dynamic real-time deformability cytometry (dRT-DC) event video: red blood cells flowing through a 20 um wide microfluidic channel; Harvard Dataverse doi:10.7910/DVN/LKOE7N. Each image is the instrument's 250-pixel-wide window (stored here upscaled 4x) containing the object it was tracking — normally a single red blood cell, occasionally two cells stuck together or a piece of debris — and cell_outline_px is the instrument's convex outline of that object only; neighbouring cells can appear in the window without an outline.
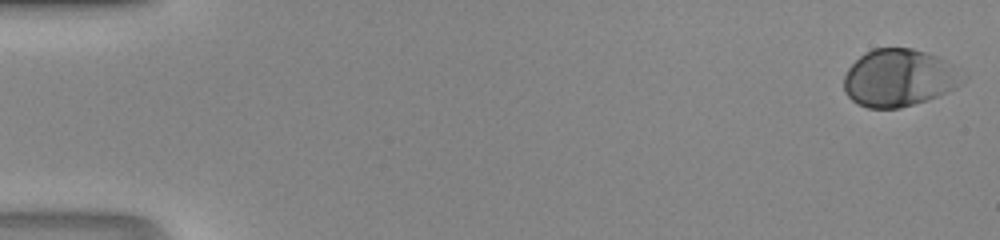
{"species": "human", "species_latin": "Homo sapiens", "temperature_condition": "room temperature", "stored_images_in_passage": 48, "camera_frame_rate_fps": 3000, "um_per_image_px": 0.085, "donor": {"sex": "male"}, "frame": {"image": 1, "passage_image": 1, "time_ms": 0.0, "image_size_px": [1000, 240], "cell_outline_px": [[968, 76], [956, 88], [928, 100], [900, 108], [868, 108], [856, 104], [844, 92], [844, 76], [848, 68], [864, 52], [872, 48], [912, 48], [940, 56], [960, 68]], "centroid_in_image_um": [76.46, 6.61], "position_along_channel_um": 8.5, "area_um2": 40.4}}
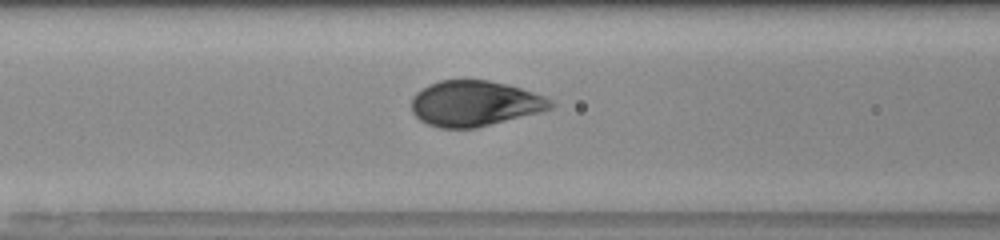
{"frame": {"image": 2, "passage_image": 21, "time_ms": 6.667, "image_size_px": [1000, 240], "cell_outline_px": [[556, 104], [552, 108], [540, 112], [476, 128], [440, 128], [428, 124], [420, 120], [412, 112], [412, 96], [416, 92], [428, 84], [440, 80], [488, 80], [520, 88], [544, 96], [552, 100]], "centroid_in_image_um": [40.34, 8.8], "position_along_channel_um": 126.3, "area_um2": 36.88}}
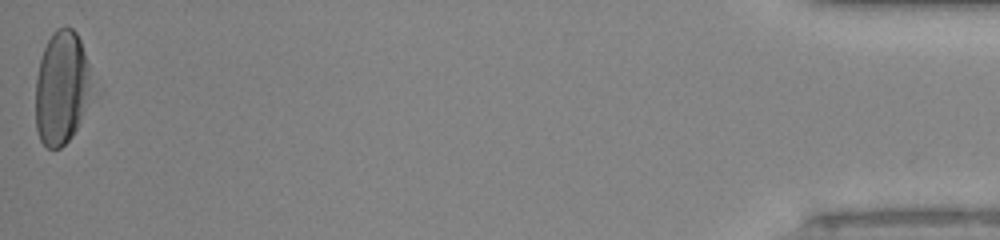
{"frame": {"image": 3, "passage_image": 48, "time_ms": 15.667, "image_size_px": [1000, 240], "cell_outline_px": [[88, 84], [80, 116], [76, 128], [72, 136], [60, 148], [48, 148], [40, 140], [36, 128], [36, 76], [40, 60], [44, 48], [52, 32], [56, 28], [72, 28], [76, 32], [80, 40], [88, 64]], "centroid_in_image_um": [5.15, 7.44], "position_along_channel_um": 430.1, "area_um2": 35.6}}